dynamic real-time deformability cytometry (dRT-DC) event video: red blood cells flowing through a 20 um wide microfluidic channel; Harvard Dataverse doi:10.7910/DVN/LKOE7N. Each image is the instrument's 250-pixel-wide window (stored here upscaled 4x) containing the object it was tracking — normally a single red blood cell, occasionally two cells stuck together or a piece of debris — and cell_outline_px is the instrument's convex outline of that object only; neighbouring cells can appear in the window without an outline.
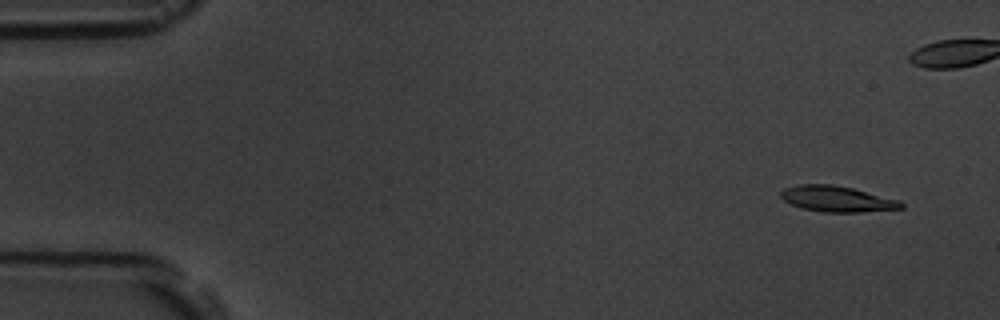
{"species": "common noctule bat (a hibernating species)", "species_latin": "Nyctalus noctula", "temperature_condition": "room temperature", "stored_images_in_passage": 6, "camera_frame_rate_fps": 3000, "um_per_image_px": 0.085, "animal": {"sex": "male", "body_mass_g": 19.5, "forearm_length_mm": 54.6}, "frame": {"image": 1, "passage_image": 1, "time_ms": 0.0, "image_size_px": [1000, 320], "cell_outline_px": [[904, 208], [860, 212], [824, 212], [804, 208], [792, 204], [784, 200], [780, 196], [780, 192], [784, 188], [800, 184], [832, 184], [852, 188], [900, 200], [904, 204]], "centroid_in_image_um": [71.16, 16.9], "position_along_channel_um": 13.8, "area_um2": 17.98}}
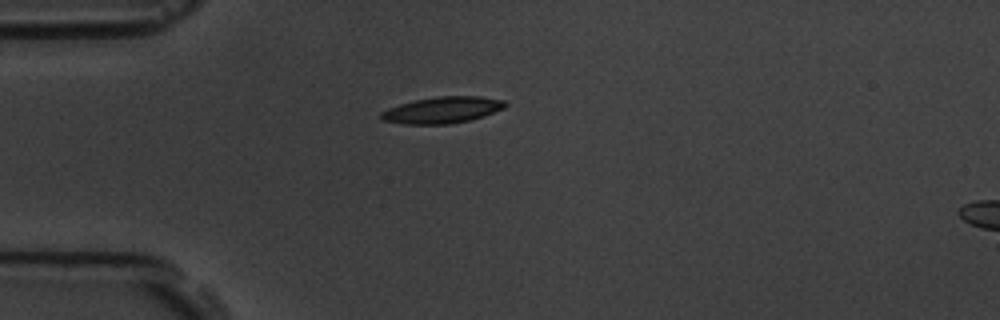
{"frame": {"image": 2, "passage_image": 6, "time_ms": 5.667, "image_size_px": [1000, 320], "cell_outline_px": [[508, 104], [504, 108], [484, 116], [468, 120], [448, 124], [404, 124], [380, 120], [380, 112], [388, 108], [400, 104], [416, 100], [440, 96], [480, 96], [504, 100]], "centroid_in_image_um": [37.59, 9.35], "position_along_channel_um": 47.4, "area_um2": 19.07}}